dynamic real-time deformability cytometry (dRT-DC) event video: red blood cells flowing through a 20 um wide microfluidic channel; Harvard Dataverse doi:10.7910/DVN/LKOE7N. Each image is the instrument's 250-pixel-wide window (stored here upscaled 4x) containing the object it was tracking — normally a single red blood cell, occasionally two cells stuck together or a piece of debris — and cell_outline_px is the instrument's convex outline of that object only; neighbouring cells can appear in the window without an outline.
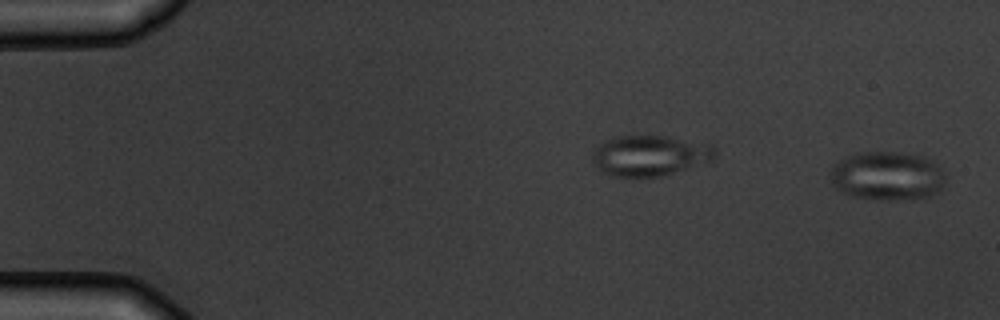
{"species": "common noctule bat (a hibernating species)", "species_latin": "Nyctalus noctula", "temperature_condition": "warm", "stored_images_in_passage": 2, "segment_of_instrument_passage": [2, 2], "camera_frame_rate_fps": 3000, "um_per_image_px": 0.085, "animal": {"sex": "male", "body_mass_g": 19.5, "forearm_length_mm": 54.6}, "frame": {"image": 1, "passage_image": 2, "time_ms": 1.0, "image_size_px": [1000, 320], "cell_outline_px": [[944, 184], [932, 196], [896, 200], [888, 200], [848, 196], [840, 192], [832, 184], [832, 164], [848, 156], [860, 152], [900, 152], [924, 156], [932, 160], [944, 172]], "centroid_in_image_um": [75.41, 14.95], "position_along_channel_um": 9.6, "area_um2": 32.83}}